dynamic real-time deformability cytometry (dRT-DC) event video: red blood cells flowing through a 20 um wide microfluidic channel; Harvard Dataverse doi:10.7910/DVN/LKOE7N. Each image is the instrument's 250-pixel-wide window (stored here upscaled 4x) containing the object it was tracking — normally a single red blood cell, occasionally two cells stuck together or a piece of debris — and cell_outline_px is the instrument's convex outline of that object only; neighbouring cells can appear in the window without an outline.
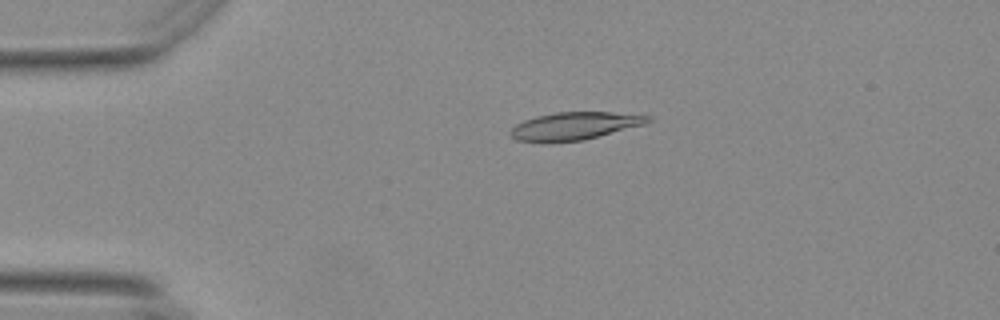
{"species": "Egyptian fruit bat (a non-hibernating species)", "species_latin": "Rousettus aegyptiacus", "temperature_condition": "warm", "stored_images_in_passage": 52, "camera_frame_rate_fps": 3000, "um_per_image_px": 0.085, "animal": {"sex": "female"}, "frame": {"image": 1, "passage_image": 9, "time_ms": 2.667, "image_size_px": [1000, 320], "cell_outline_px": [[652, 120], [644, 124], [584, 140], [544, 144], [516, 140], [508, 132], [516, 124], [524, 120], [536, 116], [556, 112], [612, 112], [652, 116]], "centroid_in_image_um": [48.78, 10.73], "position_along_channel_um": 36.2, "area_um2": 22.48}}
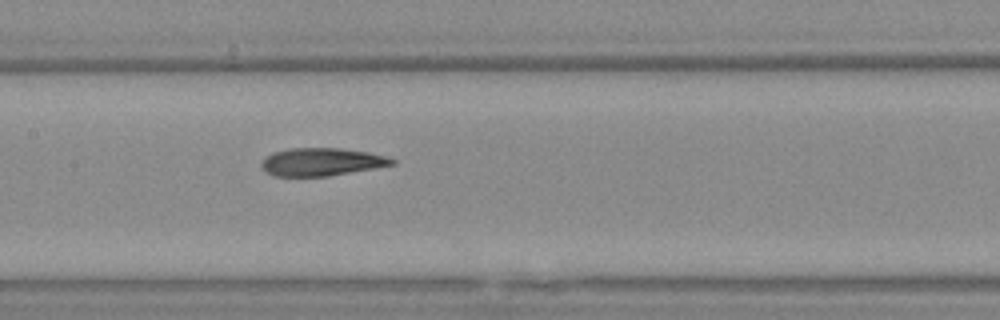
{"frame": {"image": 2, "passage_image": 24, "time_ms": 7.667, "image_size_px": [1000, 320], "cell_outline_px": [[396, 164], [328, 176], [276, 176], [268, 172], [260, 164], [260, 160], [264, 156], [272, 152], [288, 148], [340, 148], [368, 152], [388, 156], [396, 160]], "centroid_in_image_um": [27.32, 13.74], "position_along_channel_um": 180.1, "area_um2": 21.27}}
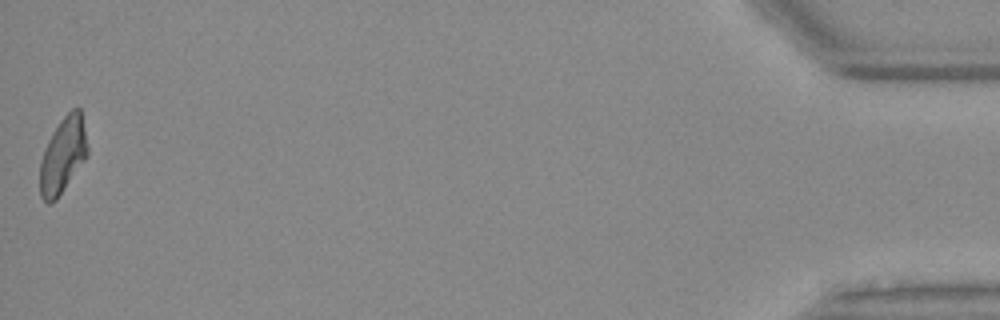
{"frame": {"image": 3, "passage_image": 52, "time_ms": 17.0, "image_size_px": [1000, 320], "cell_outline_px": [[88, 156], [56, 200], [48, 204], [40, 196], [40, 160], [44, 148], [52, 132], [60, 120], [72, 108], [80, 108], [88, 148]], "centroid_in_image_um": [5.34, 13.21], "position_along_channel_um": 429.9, "area_um2": 21.04}, "authors_computed_cell_mechanics": {"area_um2": 21.9351, "velocity_mm_per_s": 3.6909, "shape_relaxation_time_tau1_ms": 8.5496, "shape_relaxation_time_tau2_ms": 2.665, "deformation_change_tau1": 0.2351, "deformation_change_tau2": 0.1113}}